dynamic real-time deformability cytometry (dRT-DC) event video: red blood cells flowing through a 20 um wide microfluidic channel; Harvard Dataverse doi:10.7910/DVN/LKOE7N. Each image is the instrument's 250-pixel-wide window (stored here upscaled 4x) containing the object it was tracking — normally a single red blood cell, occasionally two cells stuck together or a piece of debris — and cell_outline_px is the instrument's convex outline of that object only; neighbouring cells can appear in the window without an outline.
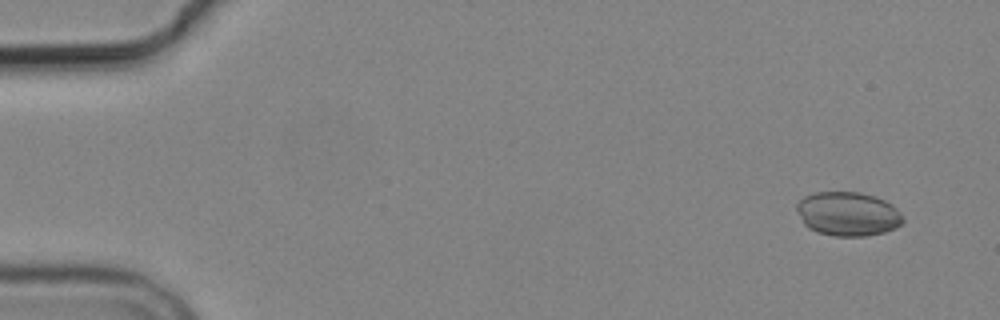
{"species": "common noctule bat (a hibernating species)", "species_latin": "Nyctalus noctula", "temperature_condition": "cold", "stored_images_in_passage": 5, "camera_frame_rate_fps": 3000, "um_per_image_px": 0.085, "animal": {"sex": "male", "body_mass_g": 19.2, "forearm_length_mm": 51.8}, "frame": {"image": 1, "passage_image": 1, "time_ms": 0.0, "image_size_px": [1000, 320], "cell_outline_px": [[904, 224], [896, 228], [884, 232], [864, 236], [836, 236], [816, 232], [808, 228], [804, 224], [796, 208], [796, 204], [804, 196], [816, 192], [860, 192], [884, 200], [892, 204], [900, 212], [904, 220]], "centroid_in_image_um": [72.08, 18.18], "position_along_channel_um": 12.9, "area_um2": 27.34}}
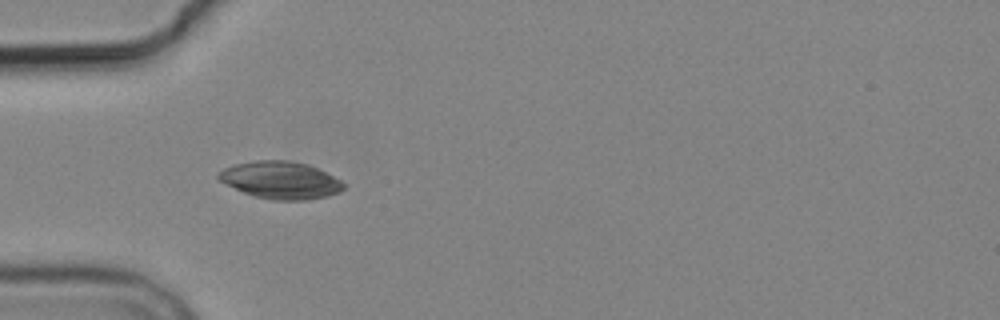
{"frame": {"image": 2, "passage_image": 5, "time_ms": 4.667, "image_size_px": [1000, 320], "cell_outline_px": [[344, 188], [340, 192], [328, 196], [304, 200], [272, 200], [256, 196], [244, 192], [220, 180], [216, 176], [216, 172], [224, 168], [236, 164], [256, 160], [288, 160], [308, 164], [340, 180], [344, 184]], "centroid_in_image_um": [23.85, 15.3], "position_along_channel_um": 61.2, "area_um2": 26.93}}